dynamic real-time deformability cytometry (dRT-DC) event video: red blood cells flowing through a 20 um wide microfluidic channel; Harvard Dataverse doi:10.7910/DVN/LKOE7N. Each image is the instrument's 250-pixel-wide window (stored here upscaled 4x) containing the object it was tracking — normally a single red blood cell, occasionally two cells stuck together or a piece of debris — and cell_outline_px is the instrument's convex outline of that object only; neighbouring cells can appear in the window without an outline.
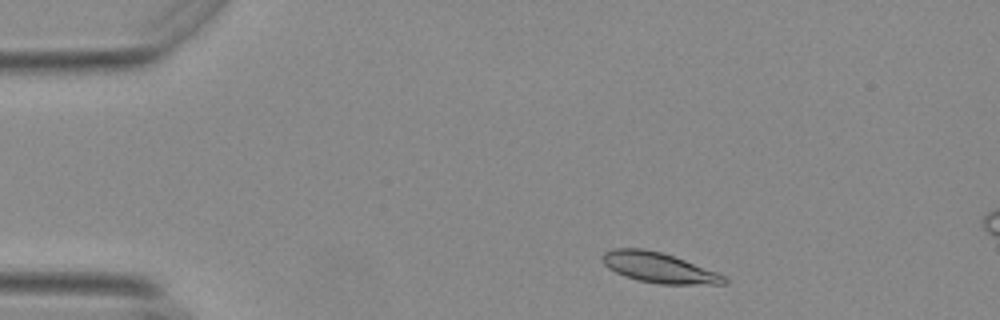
{"species": "Egyptian fruit bat (a non-hibernating species)", "species_latin": "Rousettus aegyptiacus", "temperature_condition": "warm", "stored_images_in_passage": 11, "camera_frame_rate_fps": 3000, "um_per_image_px": 0.085, "animal": {"sex": "female"}, "frame": {"image": 1, "passage_image": 4, "time_ms": 1.0, "image_size_px": [1000, 320], "cell_outline_px": [[728, 280], [724, 284], [660, 284], [636, 280], [624, 276], [608, 268], [604, 264], [600, 256], [604, 252], [612, 248], [640, 248], [660, 252], [684, 260], [716, 272], [724, 276]], "centroid_in_image_um": [55.94, 22.75], "position_along_channel_um": 29.1, "area_um2": 21.27}}